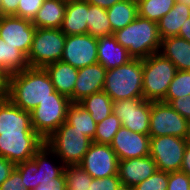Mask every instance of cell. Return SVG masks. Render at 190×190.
<instances>
[{
	"label": "cell",
	"mask_w": 190,
	"mask_h": 190,
	"mask_svg": "<svg viewBox=\"0 0 190 190\" xmlns=\"http://www.w3.org/2000/svg\"><path fill=\"white\" fill-rule=\"evenodd\" d=\"M54 91L44 68L28 67L9 75L8 99L24 111L31 112L40 102L51 98Z\"/></svg>",
	"instance_id": "6da1fadb"
},
{
	"label": "cell",
	"mask_w": 190,
	"mask_h": 190,
	"mask_svg": "<svg viewBox=\"0 0 190 190\" xmlns=\"http://www.w3.org/2000/svg\"><path fill=\"white\" fill-rule=\"evenodd\" d=\"M113 35L133 59L143 60L151 54L159 53L161 38L157 22L138 15L134 21Z\"/></svg>",
	"instance_id": "7a4b0ae2"
},
{
	"label": "cell",
	"mask_w": 190,
	"mask_h": 190,
	"mask_svg": "<svg viewBox=\"0 0 190 190\" xmlns=\"http://www.w3.org/2000/svg\"><path fill=\"white\" fill-rule=\"evenodd\" d=\"M103 91L113 102L143 98V60L132 59L124 65L106 70Z\"/></svg>",
	"instance_id": "3957f363"
},
{
	"label": "cell",
	"mask_w": 190,
	"mask_h": 190,
	"mask_svg": "<svg viewBox=\"0 0 190 190\" xmlns=\"http://www.w3.org/2000/svg\"><path fill=\"white\" fill-rule=\"evenodd\" d=\"M176 72L172 61L160 53L143 59V98L151 102L163 101Z\"/></svg>",
	"instance_id": "277c9868"
},
{
	"label": "cell",
	"mask_w": 190,
	"mask_h": 190,
	"mask_svg": "<svg viewBox=\"0 0 190 190\" xmlns=\"http://www.w3.org/2000/svg\"><path fill=\"white\" fill-rule=\"evenodd\" d=\"M46 145L64 165L79 164L88 151L92 140L74 126L64 122L46 140Z\"/></svg>",
	"instance_id": "5b68a950"
},
{
	"label": "cell",
	"mask_w": 190,
	"mask_h": 190,
	"mask_svg": "<svg viewBox=\"0 0 190 190\" xmlns=\"http://www.w3.org/2000/svg\"><path fill=\"white\" fill-rule=\"evenodd\" d=\"M70 104L69 97L54 91L51 98L43 100L30 112L33 130L46 140L66 122Z\"/></svg>",
	"instance_id": "8992f818"
},
{
	"label": "cell",
	"mask_w": 190,
	"mask_h": 190,
	"mask_svg": "<svg viewBox=\"0 0 190 190\" xmlns=\"http://www.w3.org/2000/svg\"><path fill=\"white\" fill-rule=\"evenodd\" d=\"M66 35L60 29L36 28L31 49L28 53L29 67L44 68L46 65L61 61Z\"/></svg>",
	"instance_id": "52a82bcc"
},
{
	"label": "cell",
	"mask_w": 190,
	"mask_h": 190,
	"mask_svg": "<svg viewBox=\"0 0 190 190\" xmlns=\"http://www.w3.org/2000/svg\"><path fill=\"white\" fill-rule=\"evenodd\" d=\"M177 136L190 139V122L180 115L170 104L151 102L149 136Z\"/></svg>",
	"instance_id": "ba28073f"
},
{
	"label": "cell",
	"mask_w": 190,
	"mask_h": 190,
	"mask_svg": "<svg viewBox=\"0 0 190 190\" xmlns=\"http://www.w3.org/2000/svg\"><path fill=\"white\" fill-rule=\"evenodd\" d=\"M190 139L177 136L150 137L149 155L159 171H180L185 149Z\"/></svg>",
	"instance_id": "9c48e42d"
},
{
	"label": "cell",
	"mask_w": 190,
	"mask_h": 190,
	"mask_svg": "<svg viewBox=\"0 0 190 190\" xmlns=\"http://www.w3.org/2000/svg\"><path fill=\"white\" fill-rule=\"evenodd\" d=\"M44 144L36 132L0 133V156L16 165L32 159Z\"/></svg>",
	"instance_id": "30bf717a"
},
{
	"label": "cell",
	"mask_w": 190,
	"mask_h": 190,
	"mask_svg": "<svg viewBox=\"0 0 190 190\" xmlns=\"http://www.w3.org/2000/svg\"><path fill=\"white\" fill-rule=\"evenodd\" d=\"M112 113L124 128L132 132L149 135L151 101L144 98L117 100L112 103Z\"/></svg>",
	"instance_id": "8fae6325"
},
{
	"label": "cell",
	"mask_w": 190,
	"mask_h": 190,
	"mask_svg": "<svg viewBox=\"0 0 190 190\" xmlns=\"http://www.w3.org/2000/svg\"><path fill=\"white\" fill-rule=\"evenodd\" d=\"M118 158L110 144L92 142L79 165L96 179L118 175Z\"/></svg>",
	"instance_id": "7c38bea8"
},
{
	"label": "cell",
	"mask_w": 190,
	"mask_h": 190,
	"mask_svg": "<svg viewBox=\"0 0 190 190\" xmlns=\"http://www.w3.org/2000/svg\"><path fill=\"white\" fill-rule=\"evenodd\" d=\"M61 61L76 69L97 63V38L88 33L66 36Z\"/></svg>",
	"instance_id": "4fadbf2b"
},
{
	"label": "cell",
	"mask_w": 190,
	"mask_h": 190,
	"mask_svg": "<svg viewBox=\"0 0 190 190\" xmlns=\"http://www.w3.org/2000/svg\"><path fill=\"white\" fill-rule=\"evenodd\" d=\"M36 27L32 21L13 15L0 16V38L19 49L26 57L31 49Z\"/></svg>",
	"instance_id": "5bb4252c"
},
{
	"label": "cell",
	"mask_w": 190,
	"mask_h": 190,
	"mask_svg": "<svg viewBox=\"0 0 190 190\" xmlns=\"http://www.w3.org/2000/svg\"><path fill=\"white\" fill-rule=\"evenodd\" d=\"M110 147L118 160L145 157L149 155L150 136L120 127L113 137Z\"/></svg>",
	"instance_id": "9a60e30c"
},
{
	"label": "cell",
	"mask_w": 190,
	"mask_h": 190,
	"mask_svg": "<svg viewBox=\"0 0 190 190\" xmlns=\"http://www.w3.org/2000/svg\"><path fill=\"white\" fill-rule=\"evenodd\" d=\"M105 74L106 69L98 62L78 69L73 94L69 97L71 103H79L85 97L103 91Z\"/></svg>",
	"instance_id": "2e32d148"
},
{
	"label": "cell",
	"mask_w": 190,
	"mask_h": 190,
	"mask_svg": "<svg viewBox=\"0 0 190 190\" xmlns=\"http://www.w3.org/2000/svg\"><path fill=\"white\" fill-rule=\"evenodd\" d=\"M157 165L153 158L145 157L119 160L118 176L121 184L135 187L157 171Z\"/></svg>",
	"instance_id": "e0dca14e"
},
{
	"label": "cell",
	"mask_w": 190,
	"mask_h": 190,
	"mask_svg": "<svg viewBox=\"0 0 190 190\" xmlns=\"http://www.w3.org/2000/svg\"><path fill=\"white\" fill-rule=\"evenodd\" d=\"M35 132L31 114L13 104L9 99L0 101V133Z\"/></svg>",
	"instance_id": "ac0fdd59"
},
{
	"label": "cell",
	"mask_w": 190,
	"mask_h": 190,
	"mask_svg": "<svg viewBox=\"0 0 190 190\" xmlns=\"http://www.w3.org/2000/svg\"><path fill=\"white\" fill-rule=\"evenodd\" d=\"M97 59L106 70H110L126 64L133 58L112 34L97 38Z\"/></svg>",
	"instance_id": "d6986e66"
},
{
	"label": "cell",
	"mask_w": 190,
	"mask_h": 190,
	"mask_svg": "<svg viewBox=\"0 0 190 190\" xmlns=\"http://www.w3.org/2000/svg\"><path fill=\"white\" fill-rule=\"evenodd\" d=\"M88 2L86 0L68 2L60 30L66 35L86 34L88 26Z\"/></svg>",
	"instance_id": "ffe728a7"
},
{
	"label": "cell",
	"mask_w": 190,
	"mask_h": 190,
	"mask_svg": "<svg viewBox=\"0 0 190 190\" xmlns=\"http://www.w3.org/2000/svg\"><path fill=\"white\" fill-rule=\"evenodd\" d=\"M55 91L70 97L77 81L78 69L63 61H57L44 67Z\"/></svg>",
	"instance_id": "44dd1931"
},
{
	"label": "cell",
	"mask_w": 190,
	"mask_h": 190,
	"mask_svg": "<svg viewBox=\"0 0 190 190\" xmlns=\"http://www.w3.org/2000/svg\"><path fill=\"white\" fill-rule=\"evenodd\" d=\"M159 53L172 61L177 70L190 71V42L178 36L161 39Z\"/></svg>",
	"instance_id": "7402d4cb"
},
{
	"label": "cell",
	"mask_w": 190,
	"mask_h": 190,
	"mask_svg": "<svg viewBox=\"0 0 190 190\" xmlns=\"http://www.w3.org/2000/svg\"><path fill=\"white\" fill-rule=\"evenodd\" d=\"M50 155H54V152L45 143L32 158L38 166V170L34 173L35 188L41 183L46 185L47 182L60 177L64 173L65 165L62 162H60V166L52 164L49 161Z\"/></svg>",
	"instance_id": "603a6c76"
},
{
	"label": "cell",
	"mask_w": 190,
	"mask_h": 190,
	"mask_svg": "<svg viewBox=\"0 0 190 190\" xmlns=\"http://www.w3.org/2000/svg\"><path fill=\"white\" fill-rule=\"evenodd\" d=\"M67 2L61 0H45L37 12L32 24L36 28L60 29Z\"/></svg>",
	"instance_id": "cb8c5ba5"
},
{
	"label": "cell",
	"mask_w": 190,
	"mask_h": 190,
	"mask_svg": "<svg viewBox=\"0 0 190 190\" xmlns=\"http://www.w3.org/2000/svg\"><path fill=\"white\" fill-rule=\"evenodd\" d=\"M189 17L190 7L176 1L172 9L157 22L160 38L177 36L182 24Z\"/></svg>",
	"instance_id": "d4e9b609"
},
{
	"label": "cell",
	"mask_w": 190,
	"mask_h": 190,
	"mask_svg": "<svg viewBox=\"0 0 190 190\" xmlns=\"http://www.w3.org/2000/svg\"><path fill=\"white\" fill-rule=\"evenodd\" d=\"M112 33L124 28L138 16L136 0H122L106 9Z\"/></svg>",
	"instance_id": "484cf974"
},
{
	"label": "cell",
	"mask_w": 190,
	"mask_h": 190,
	"mask_svg": "<svg viewBox=\"0 0 190 190\" xmlns=\"http://www.w3.org/2000/svg\"><path fill=\"white\" fill-rule=\"evenodd\" d=\"M66 123L74 126L76 130L85 134L93 142L97 123L91 114L79 103H71L68 106Z\"/></svg>",
	"instance_id": "4316f807"
},
{
	"label": "cell",
	"mask_w": 190,
	"mask_h": 190,
	"mask_svg": "<svg viewBox=\"0 0 190 190\" xmlns=\"http://www.w3.org/2000/svg\"><path fill=\"white\" fill-rule=\"evenodd\" d=\"M28 67L26 56L19 49L10 46L0 38V68L11 75Z\"/></svg>",
	"instance_id": "83f0119b"
},
{
	"label": "cell",
	"mask_w": 190,
	"mask_h": 190,
	"mask_svg": "<svg viewBox=\"0 0 190 190\" xmlns=\"http://www.w3.org/2000/svg\"><path fill=\"white\" fill-rule=\"evenodd\" d=\"M112 103L113 100L104 91L91 94L79 102L91 114L96 123L112 114Z\"/></svg>",
	"instance_id": "f1b7e54d"
},
{
	"label": "cell",
	"mask_w": 190,
	"mask_h": 190,
	"mask_svg": "<svg viewBox=\"0 0 190 190\" xmlns=\"http://www.w3.org/2000/svg\"><path fill=\"white\" fill-rule=\"evenodd\" d=\"M87 33L95 38L112 35V26L106 9L88 3Z\"/></svg>",
	"instance_id": "f546056e"
},
{
	"label": "cell",
	"mask_w": 190,
	"mask_h": 190,
	"mask_svg": "<svg viewBox=\"0 0 190 190\" xmlns=\"http://www.w3.org/2000/svg\"><path fill=\"white\" fill-rule=\"evenodd\" d=\"M140 17L158 22L174 6L175 0H136Z\"/></svg>",
	"instance_id": "4dcf8cb0"
},
{
	"label": "cell",
	"mask_w": 190,
	"mask_h": 190,
	"mask_svg": "<svg viewBox=\"0 0 190 190\" xmlns=\"http://www.w3.org/2000/svg\"><path fill=\"white\" fill-rule=\"evenodd\" d=\"M66 190H89L92 177L79 165H65Z\"/></svg>",
	"instance_id": "1f68e13d"
},
{
	"label": "cell",
	"mask_w": 190,
	"mask_h": 190,
	"mask_svg": "<svg viewBox=\"0 0 190 190\" xmlns=\"http://www.w3.org/2000/svg\"><path fill=\"white\" fill-rule=\"evenodd\" d=\"M121 126L120 119L113 113L110 114L107 118L97 123L93 142L98 144H110Z\"/></svg>",
	"instance_id": "d6a6232c"
},
{
	"label": "cell",
	"mask_w": 190,
	"mask_h": 190,
	"mask_svg": "<svg viewBox=\"0 0 190 190\" xmlns=\"http://www.w3.org/2000/svg\"><path fill=\"white\" fill-rule=\"evenodd\" d=\"M190 95V71L177 70L164 99H176Z\"/></svg>",
	"instance_id": "836d02e7"
},
{
	"label": "cell",
	"mask_w": 190,
	"mask_h": 190,
	"mask_svg": "<svg viewBox=\"0 0 190 190\" xmlns=\"http://www.w3.org/2000/svg\"><path fill=\"white\" fill-rule=\"evenodd\" d=\"M168 172L157 170L146 180L134 187V190H167Z\"/></svg>",
	"instance_id": "e575fe53"
},
{
	"label": "cell",
	"mask_w": 190,
	"mask_h": 190,
	"mask_svg": "<svg viewBox=\"0 0 190 190\" xmlns=\"http://www.w3.org/2000/svg\"><path fill=\"white\" fill-rule=\"evenodd\" d=\"M15 169L21 174L24 187L29 190L35 188L34 173L38 170L37 163L33 160H26L15 165Z\"/></svg>",
	"instance_id": "d590c367"
},
{
	"label": "cell",
	"mask_w": 190,
	"mask_h": 190,
	"mask_svg": "<svg viewBox=\"0 0 190 190\" xmlns=\"http://www.w3.org/2000/svg\"><path fill=\"white\" fill-rule=\"evenodd\" d=\"M44 1L45 0H20L17 12L13 16L33 21Z\"/></svg>",
	"instance_id": "8d00e7d4"
},
{
	"label": "cell",
	"mask_w": 190,
	"mask_h": 190,
	"mask_svg": "<svg viewBox=\"0 0 190 190\" xmlns=\"http://www.w3.org/2000/svg\"><path fill=\"white\" fill-rule=\"evenodd\" d=\"M167 190H190V176L182 171L168 173Z\"/></svg>",
	"instance_id": "74e56055"
},
{
	"label": "cell",
	"mask_w": 190,
	"mask_h": 190,
	"mask_svg": "<svg viewBox=\"0 0 190 190\" xmlns=\"http://www.w3.org/2000/svg\"><path fill=\"white\" fill-rule=\"evenodd\" d=\"M120 184L118 175L100 179L93 178L89 190H117Z\"/></svg>",
	"instance_id": "f35d334b"
},
{
	"label": "cell",
	"mask_w": 190,
	"mask_h": 190,
	"mask_svg": "<svg viewBox=\"0 0 190 190\" xmlns=\"http://www.w3.org/2000/svg\"><path fill=\"white\" fill-rule=\"evenodd\" d=\"M162 102L170 104L173 109L190 122V95L176 99H164Z\"/></svg>",
	"instance_id": "ab89813d"
},
{
	"label": "cell",
	"mask_w": 190,
	"mask_h": 190,
	"mask_svg": "<svg viewBox=\"0 0 190 190\" xmlns=\"http://www.w3.org/2000/svg\"><path fill=\"white\" fill-rule=\"evenodd\" d=\"M0 190H29L24 187L21 174L14 168L10 176L0 185Z\"/></svg>",
	"instance_id": "60d3db41"
},
{
	"label": "cell",
	"mask_w": 190,
	"mask_h": 190,
	"mask_svg": "<svg viewBox=\"0 0 190 190\" xmlns=\"http://www.w3.org/2000/svg\"><path fill=\"white\" fill-rule=\"evenodd\" d=\"M65 184H66V177L63 173L60 177L47 182L46 185H44L43 183L39 184L33 190H66Z\"/></svg>",
	"instance_id": "b9f144b4"
},
{
	"label": "cell",
	"mask_w": 190,
	"mask_h": 190,
	"mask_svg": "<svg viewBox=\"0 0 190 190\" xmlns=\"http://www.w3.org/2000/svg\"><path fill=\"white\" fill-rule=\"evenodd\" d=\"M20 0H0V16L14 15Z\"/></svg>",
	"instance_id": "7bdbcfd3"
},
{
	"label": "cell",
	"mask_w": 190,
	"mask_h": 190,
	"mask_svg": "<svg viewBox=\"0 0 190 190\" xmlns=\"http://www.w3.org/2000/svg\"><path fill=\"white\" fill-rule=\"evenodd\" d=\"M15 164L0 156V185L10 176Z\"/></svg>",
	"instance_id": "ee69618b"
},
{
	"label": "cell",
	"mask_w": 190,
	"mask_h": 190,
	"mask_svg": "<svg viewBox=\"0 0 190 190\" xmlns=\"http://www.w3.org/2000/svg\"><path fill=\"white\" fill-rule=\"evenodd\" d=\"M9 75L0 68V101L8 99Z\"/></svg>",
	"instance_id": "f6af8a7d"
},
{
	"label": "cell",
	"mask_w": 190,
	"mask_h": 190,
	"mask_svg": "<svg viewBox=\"0 0 190 190\" xmlns=\"http://www.w3.org/2000/svg\"><path fill=\"white\" fill-rule=\"evenodd\" d=\"M180 171L190 176V140L184 152L183 162Z\"/></svg>",
	"instance_id": "bcb514c9"
},
{
	"label": "cell",
	"mask_w": 190,
	"mask_h": 190,
	"mask_svg": "<svg viewBox=\"0 0 190 190\" xmlns=\"http://www.w3.org/2000/svg\"><path fill=\"white\" fill-rule=\"evenodd\" d=\"M90 5L99 6L103 9H109L115 3L122 0H86Z\"/></svg>",
	"instance_id": "7dc6e473"
},
{
	"label": "cell",
	"mask_w": 190,
	"mask_h": 190,
	"mask_svg": "<svg viewBox=\"0 0 190 190\" xmlns=\"http://www.w3.org/2000/svg\"><path fill=\"white\" fill-rule=\"evenodd\" d=\"M177 36L190 42V17L182 24Z\"/></svg>",
	"instance_id": "c3c4849f"
},
{
	"label": "cell",
	"mask_w": 190,
	"mask_h": 190,
	"mask_svg": "<svg viewBox=\"0 0 190 190\" xmlns=\"http://www.w3.org/2000/svg\"><path fill=\"white\" fill-rule=\"evenodd\" d=\"M117 190H134V187H130L128 185L120 184Z\"/></svg>",
	"instance_id": "681fc988"
},
{
	"label": "cell",
	"mask_w": 190,
	"mask_h": 190,
	"mask_svg": "<svg viewBox=\"0 0 190 190\" xmlns=\"http://www.w3.org/2000/svg\"><path fill=\"white\" fill-rule=\"evenodd\" d=\"M177 2H182L184 3L185 5L189 6L190 7V0H175Z\"/></svg>",
	"instance_id": "f907efd6"
},
{
	"label": "cell",
	"mask_w": 190,
	"mask_h": 190,
	"mask_svg": "<svg viewBox=\"0 0 190 190\" xmlns=\"http://www.w3.org/2000/svg\"><path fill=\"white\" fill-rule=\"evenodd\" d=\"M61 1H64V2H72V1H79V0H61Z\"/></svg>",
	"instance_id": "816d5d0a"
}]
</instances>
